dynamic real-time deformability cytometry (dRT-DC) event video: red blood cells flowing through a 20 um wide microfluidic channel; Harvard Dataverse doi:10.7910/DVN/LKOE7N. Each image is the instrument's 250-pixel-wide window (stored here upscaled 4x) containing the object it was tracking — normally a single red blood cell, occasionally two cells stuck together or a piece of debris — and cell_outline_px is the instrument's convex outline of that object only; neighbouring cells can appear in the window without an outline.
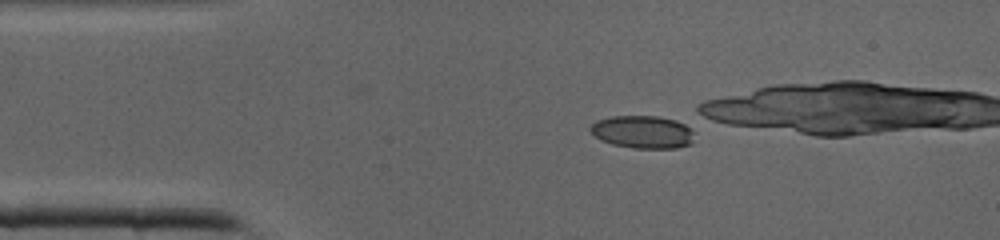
{"species": "common noctule bat (a hibernating species)", "species_latin": "Nyctalus noctula", "temperature_condition": "cold", "stored_images_in_passage": 12, "camera_frame_rate_fps": 3000, "um_per_image_px": 0.085, "animal": {"sex": "male", "body_mass_g": 19.0, "forearm_length_mm": 50.8}, "frame": {"image": 1, "passage_image": 1, "time_ms": 0.0, "image_size_px": [1000, 240], "cell_outline_px": [[692, 144], [676, 148], [632, 148], [612, 144], [600, 140], [588, 128], [596, 120], [612, 116], [656, 116], [688, 120], [692, 132]], "centroid_in_image_um": [54.69, 11.19], "position_along_channel_um": 30.3, "area_um2": 20.35}}
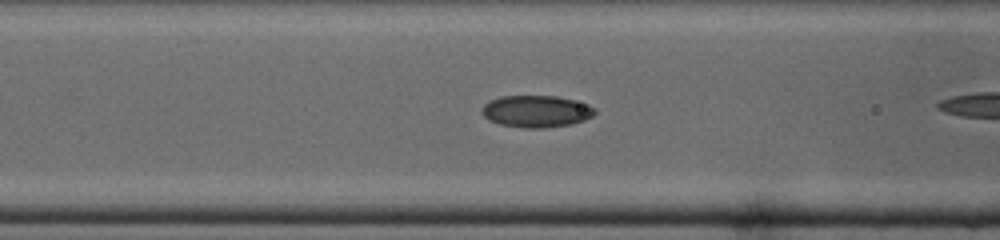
{"frame": {"image": 2, "passage_image": 9, "time_ms": 2.667, "image_size_px": [1000, 240], "cell_outline_px": [[596, 112], [592, 116], [584, 120], [572, 124], [544, 128], [528, 128], [500, 124], [488, 120], [480, 112], [484, 104], [488, 100], [500, 96], [556, 96], [588, 104], [596, 108]], "centroid_in_image_um": [45.56, 9.46], "position_along_channel_um": 121.0, "area_um2": 21.1}}